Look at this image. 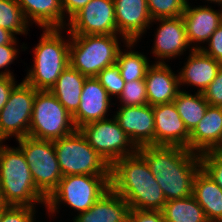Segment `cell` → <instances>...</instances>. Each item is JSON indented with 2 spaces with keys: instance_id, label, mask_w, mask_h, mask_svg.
Here are the masks:
<instances>
[{
  "instance_id": "obj_41",
  "label": "cell",
  "mask_w": 222,
  "mask_h": 222,
  "mask_svg": "<svg viewBox=\"0 0 222 222\" xmlns=\"http://www.w3.org/2000/svg\"><path fill=\"white\" fill-rule=\"evenodd\" d=\"M16 40L17 39L12 32H9L8 30L0 27V45H3V44H16L17 45Z\"/></svg>"
},
{
  "instance_id": "obj_16",
  "label": "cell",
  "mask_w": 222,
  "mask_h": 222,
  "mask_svg": "<svg viewBox=\"0 0 222 222\" xmlns=\"http://www.w3.org/2000/svg\"><path fill=\"white\" fill-rule=\"evenodd\" d=\"M112 98L95 78H86L83 84L79 108L72 115L74 125L79 130L84 125L106 119Z\"/></svg>"
},
{
  "instance_id": "obj_5",
  "label": "cell",
  "mask_w": 222,
  "mask_h": 222,
  "mask_svg": "<svg viewBox=\"0 0 222 222\" xmlns=\"http://www.w3.org/2000/svg\"><path fill=\"white\" fill-rule=\"evenodd\" d=\"M69 63L87 78L116 64L120 50L117 34L70 35Z\"/></svg>"
},
{
  "instance_id": "obj_7",
  "label": "cell",
  "mask_w": 222,
  "mask_h": 222,
  "mask_svg": "<svg viewBox=\"0 0 222 222\" xmlns=\"http://www.w3.org/2000/svg\"><path fill=\"white\" fill-rule=\"evenodd\" d=\"M109 189L110 176H63L58 187L47 198V212L55 214L63 202L79 213L87 211Z\"/></svg>"
},
{
  "instance_id": "obj_3",
  "label": "cell",
  "mask_w": 222,
  "mask_h": 222,
  "mask_svg": "<svg viewBox=\"0 0 222 222\" xmlns=\"http://www.w3.org/2000/svg\"><path fill=\"white\" fill-rule=\"evenodd\" d=\"M1 142L0 190L5 204L35 207L46 205L47 198L37 189L30 166L22 150L5 146Z\"/></svg>"
},
{
  "instance_id": "obj_22",
  "label": "cell",
  "mask_w": 222,
  "mask_h": 222,
  "mask_svg": "<svg viewBox=\"0 0 222 222\" xmlns=\"http://www.w3.org/2000/svg\"><path fill=\"white\" fill-rule=\"evenodd\" d=\"M129 205L111 188L73 222H128Z\"/></svg>"
},
{
  "instance_id": "obj_32",
  "label": "cell",
  "mask_w": 222,
  "mask_h": 222,
  "mask_svg": "<svg viewBox=\"0 0 222 222\" xmlns=\"http://www.w3.org/2000/svg\"><path fill=\"white\" fill-rule=\"evenodd\" d=\"M95 78L106 89L109 96L115 95L116 97L117 95L118 98L125 86V81L121 77L120 68L117 64L105 67Z\"/></svg>"
},
{
  "instance_id": "obj_27",
  "label": "cell",
  "mask_w": 222,
  "mask_h": 222,
  "mask_svg": "<svg viewBox=\"0 0 222 222\" xmlns=\"http://www.w3.org/2000/svg\"><path fill=\"white\" fill-rule=\"evenodd\" d=\"M162 213L166 222H209L203 208L192 195L183 199L168 200Z\"/></svg>"
},
{
  "instance_id": "obj_11",
  "label": "cell",
  "mask_w": 222,
  "mask_h": 222,
  "mask_svg": "<svg viewBox=\"0 0 222 222\" xmlns=\"http://www.w3.org/2000/svg\"><path fill=\"white\" fill-rule=\"evenodd\" d=\"M33 86L24 80L10 92L8 102L0 111V140L14 136L16 140L28 137L33 103L36 96Z\"/></svg>"
},
{
  "instance_id": "obj_17",
  "label": "cell",
  "mask_w": 222,
  "mask_h": 222,
  "mask_svg": "<svg viewBox=\"0 0 222 222\" xmlns=\"http://www.w3.org/2000/svg\"><path fill=\"white\" fill-rule=\"evenodd\" d=\"M160 22L155 34L153 54L158 57L157 63H164L166 59L176 58L190 46L187 40L186 28L182 16L173 18H160L152 22ZM182 53V54H181Z\"/></svg>"
},
{
  "instance_id": "obj_2",
  "label": "cell",
  "mask_w": 222,
  "mask_h": 222,
  "mask_svg": "<svg viewBox=\"0 0 222 222\" xmlns=\"http://www.w3.org/2000/svg\"><path fill=\"white\" fill-rule=\"evenodd\" d=\"M110 188L132 209L162 211L167 202L148 163L138 151L110 166Z\"/></svg>"
},
{
  "instance_id": "obj_8",
  "label": "cell",
  "mask_w": 222,
  "mask_h": 222,
  "mask_svg": "<svg viewBox=\"0 0 222 222\" xmlns=\"http://www.w3.org/2000/svg\"><path fill=\"white\" fill-rule=\"evenodd\" d=\"M72 115L50 92L38 90L33 103L28 136L38 140H56L76 131Z\"/></svg>"
},
{
  "instance_id": "obj_26",
  "label": "cell",
  "mask_w": 222,
  "mask_h": 222,
  "mask_svg": "<svg viewBox=\"0 0 222 222\" xmlns=\"http://www.w3.org/2000/svg\"><path fill=\"white\" fill-rule=\"evenodd\" d=\"M173 102L189 132L203 119L209 106L203 93L197 92L192 95L183 90L178 93Z\"/></svg>"
},
{
  "instance_id": "obj_13",
  "label": "cell",
  "mask_w": 222,
  "mask_h": 222,
  "mask_svg": "<svg viewBox=\"0 0 222 222\" xmlns=\"http://www.w3.org/2000/svg\"><path fill=\"white\" fill-rule=\"evenodd\" d=\"M118 109L114 118L137 148L155 145L153 106H122Z\"/></svg>"
},
{
  "instance_id": "obj_24",
  "label": "cell",
  "mask_w": 222,
  "mask_h": 222,
  "mask_svg": "<svg viewBox=\"0 0 222 222\" xmlns=\"http://www.w3.org/2000/svg\"><path fill=\"white\" fill-rule=\"evenodd\" d=\"M192 196L209 222H222V189L202 169L195 175Z\"/></svg>"
},
{
  "instance_id": "obj_12",
  "label": "cell",
  "mask_w": 222,
  "mask_h": 222,
  "mask_svg": "<svg viewBox=\"0 0 222 222\" xmlns=\"http://www.w3.org/2000/svg\"><path fill=\"white\" fill-rule=\"evenodd\" d=\"M67 24L69 35L117 34L114 0H91Z\"/></svg>"
},
{
  "instance_id": "obj_36",
  "label": "cell",
  "mask_w": 222,
  "mask_h": 222,
  "mask_svg": "<svg viewBox=\"0 0 222 222\" xmlns=\"http://www.w3.org/2000/svg\"><path fill=\"white\" fill-rule=\"evenodd\" d=\"M207 43L209 46L208 49H205V47L199 45L195 46L194 49H201L206 55L212 57L222 64V23L213 32Z\"/></svg>"
},
{
  "instance_id": "obj_4",
  "label": "cell",
  "mask_w": 222,
  "mask_h": 222,
  "mask_svg": "<svg viewBox=\"0 0 222 222\" xmlns=\"http://www.w3.org/2000/svg\"><path fill=\"white\" fill-rule=\"evenodd\" d=\"M61 29H44L34 48L33 67L23 79L36 90L49 91L69 63L68 40H63ZM68 41V42H67Z\"/></svg>"
},
{
  "instance_id": "obj_43",
  "label": "cell",
  "mask_w": 222,
  "mask_h": 222,
  "mask_svg": "<svg viewBox=\"0 0 222 222\" xmlns=\"http://www.w3.org/2000/svg\"><path fill=\"white\" fill-rule=\"evenodd\" d=\"M208 2L210 1L211 3L212 2H215V3H218V5L222 6V0H207Z\"/></svg>"
},
{
  "instance_id": "obj_34",
  "label": "cell",
  "mask_w": 222,
  "mask_h": 222,
  "mask_svg": "<svg viewBox=\"0 0 222 222\" xmlns=\"http://www.w3.org/2000/svg\"><path fill=\"white\" fill-rule=\"evenodd\" d=\"M34 207L9 205L3 212L0 222H34Z\"/></svg>"
},
{
  "instance_id": "obj_23",
  "label": "cell",
  "mask_w": 222,
  "mask_h": 222,
  "mask_svg": "<svg viewBox=\"0 0 222 222\" xmlns=\"http://www.w3.org/2000/svg\"><path fill=\"white\" fill-rule=\"evenodd\" d=\"M26 20L38 24L43 29H64L66 20L61 0H16ZM65 20V21H64Z\"/></svg>"
},
{
  "instance_id": "obj_18",
  "label": "cell",
  "mask_w": 222,
  "mask_h": 222,
  "mask_svg": "<svg viewBox=\"0 0 222 222\" xmlns=\"http://www.w3.org/2000/svg\"><path fill=\"white\" fill-rule=\"evenodd\" d=\"M222 149V107L208 106L203 119L190 132L189 151L201 155Z\"/></svg>"
},
{
  "instance_id": "obj_35",
  "label": "cell",
  "mask_w": 222,
  "mask_h": 222,
  "mask_svg": "<svg viewBox=\"0 0 222 222\" xmlns=\"http://www.w3.org/2000/svg\"><path fill=\"white\" fill-rule=\"evenodd\" d=\"M203 96L210 106L222 107V66L214 80L204 90Z\"/></svg>"
},
{
  "instance_id": "obj_44",
  "label": "cell",
  "mask_w": 222,
  "mask_h": 222,
  "mask_svg": "<svg viewBox=\"0 0 222 222\" xmlns=\"http://www.w3.org/2000/svg\"><path fill=\"white\" fill-rule=\"evenodd\" d=\"M7 207H0V220H1V217H2V214L4 212V210L6 209Z\"/></svg>"
},
{
  "instance_id": "obj_19",
  "label": "cell",
  "mask_w": 222,
  "mask_h": 222,
  "mask_svg": "<svg viewBox=\"0 0 222 222\" xmlns=\"http://www.w3.org/2000/svg\"><path fill=\"white\" fill-rule=\"evenodd\" d=\"M170 68L165 62L148 67L144 80L149 105L171 103L181 91L178 74Z\"/></svg>"
},
{
  "instance_id": "obj_14",
  "label": "cell",
  "mask_w": 222,
  "mask_h": 222,
  "mask_svg": "<svg viewBox=\"0 0 222 222\" xmlns=\"http://www.w3.org/2000/svg\"><path fill=\"white\" fill-rule=\"evenodd\" d=\"M114 5L117 35H121L125 43L139 42L152 23L147 0H114Z\"/></svg>"
},
{
  "instance_id": "obj_38",
  "label": "cell",
  "mask_w": 222,
  "mask_h": 222,
  "mask_svg": "<svg viewBox=\"0 0 222 222\" xmlns=\"http://www.w3.org/2000/svg\"><path fill=\"white\" fill-rule=\"evenodd\" d=\"M14 79L13 74L9 70L0 72V111L8 102L10 92L17 84Z\"/></svg>"
},
{
  "instance_id": "obj_1",
  "label": "cell",
  "mask_w": 222,
  "mask_h": 222,
  "mask_svg": "<svg viewBox=\"0 0 222 222\" xmlns=\"http://www.w3.org/2000/svg\"><path fill=\"white\" fill-rule=\"evenodd\" d=\"M160 185L166 201L190 197L195 175L201 169L200 155L180 146L138 147Z\"/></svg>"
},
{
  "instance_id": "obj_10",
  "label": "cell",
  "mask_w": 222,
  "mask_h": 222,
  "mask_svg": "<svg viewBox=\"0 0 222 222\" xmlns=\"http://www.w3.org/2000/svg\"><path fill=\"white\" fill-rule=\"evenodd\" d=\"M79 130L109 166L120 158L138 151L114 117L88 123Z\"/></svg>"
},
{
  "instance_id": "obj_9",
  "label": "cell",
  "mask_w": 222,
  "mask_h": 222,
  "mask_svg": "<svg viewBox=\"0 0 222 222\" xmlns=\"http://www.w3.org/2000/svg\"><path fill=\"white\" fill-rule=\"evenodd\" d=\"M26 162L30 166L37 189L48 198L62 179L56 151L52 140L23 137L17 140Z\"/></svg>"
},
{
  "instance_id": "obj_20",
  "label": "cell",
  "mask_w": 222,
  "mask_h": 222,
  "mask_svg": "<svg viewBox=\"0 0 222 222\" xmlns=\"http://www.w3.org/2000/svg\"><path fill=\"white\" fill-rule=\"evenodd\" d=\"M188 56L186 65L178 74L180 86L185 83L198 87L197 92L203 93L216 77L222 66L220 62L206 55L201 49H194Z\"/></svg>"
},
{
  "instance_id": "obj_21",
  "label": "cell",
  "mask_w": 222,
  "mask_h": 222,
  "mask_svg": "<svg viewBox=\"0 0 222 222\" xmlns=\"http://www.w3.org/2000/svg\"><path fill=\"white\" fill-rule=\"evenodd\" d=\"M186 3L182 14L189 45L193 43L208 42L213 32L221 24V11H216L208 6L192 8Z\"/></svg>"
},
{
  "instance_id": "obj_28",
  "label": "cell",
  "mask_w": 222,
  "mask_h": 222,
  "mask_svg": "<svg viewBox=\"0 0 222 222\" xmlns=\"http://www.w3.org/2000/svg\"><path fill=\"white\" fill-rule=\"evenodd\" d=\"M136 42H126V47L130 49L123 52L121 49L117 55L116 64L120 68L121 77L125 82L135 80H144L148 67L150 66L149 60L145 55L132 51ZM132 47V48H131Z\"/></svg>"
},
{
  "instance_id": "obj_25",
  "label": "cell",
  "mask_w": 222,
  "mask_h": 222,
  "mask_svg": "<svg viewBox=\"0 0 222 222\" xmlns=\"http://www.w3.org/2000/svg\"><path fill=\"white\" fill-rule=\"evenodd\" d=\"M86 78L78 70L68 65L49 90L71 115L79 108Z\"/></svg>"
},
{
  "instance_id": "obj_39",
  "label": "cell",
  "mask_w": 222,
  "mask_h": 222,
  "mask_svg": "<svg viewBox=\"0 0 222 222\" xmlns=\"http://www.w3.org/2000/svg\"><path fill=\"white\" fill-rule=\"evenodd\" d=\"M15 44L0 45V69L8 67L16 59L18 49Z\"/></svg>"
},
{
  "instance_id": "obj_42",
  "label": "cell",
  "mask_w": 222,
  "mask_h": 222,
  "mask_svg": "<svg viewBox=\"0 0 222 222\" xmlns=\"http://www.w3.org/2000/svg\"><path fill=\"white\" fill-rule=\"evenodd\" d=\"M9 205L5 204L2 198V193L0 190V207H8Z\"/></svg>"
},
{
  "instance_id": "obj_40",
  "label": "cell",
  "mask_w": 222,
  "mask_h": 222,
  "mask_svg": "<svg viewBox=\"0 0 222 222\" xmlns=\"http://www.w3.org/2000/svg\"><path fill=\"white\" fill-rule=\"evenodd\" d=\"M91 0H61V6L65 14L68 13V21L77 14L84 6H86ZM66 12V13H65Z\"/></svg>"
},
{
  "instance_id": "obj_30",
  "label": "cell",
  "mask_w": 222,
  "mask_h": 222,
  "mask_svg": "<svg viewBox=\"0 0 222 222\" xmlns=\"http://www.w3.org/2000/svg\"><path fill=\"white\" fill-rule=\"evenodd\" d=\"M188 0H147L152 20L182 16Z\"/></svg>"
},
{
  "instance_id": "obj_33",
  "label": "cell",
  "mask_w": 222,
  "mask_h": 222,
  "mask_svg": "<svg viewBox=\"0 0 222 222\" xmlns=\"http://www.w3.org/2000/svg\"><path fill=\"white\" fill-rule=\"evenodd\" d=\"M201 169L222 189V149L200 155Z\"/></svg>"
},
{
  "instance_id": "obj_31",
  "label": "cell",
  "mask_w": 222,
  "mask_h": 222,
  "mask_svg": "<svg viewBox=\"0 0 222 222\" xmlns=\"http://www.w3.org/2000/svg\"><path fill=\"white\" fill-rule=\"evenodd\" d=\"M122 106L147 105V91L145 80L125 82L124 89L118 97Z\"/></svg>"
},
{
  "instance_id": "obj_15",
  "label": "cell",
  "mask_w": 222,
  "mask_h": 222,
  "mask_svg": "<svg viewBox=\"0 0 222 222\" xmlns=\"http://www.w3.org/2000/svg\"><path fill=\"white\" fill-rule=\"evenodd\" d=\"M155 145L180 146L189 150L190 132L174 102L153 106Z\"/></svg>"
},
{
  "instance_id": "obj_29",
  "label": "cell",
  "mask_w": 222,
  "mask_h": 222,
  "mask_svg": "<svg viewBox=\"0 0 222 222\" xmlns=\"http://www.w3.org/2000/svg\"><path fill=\"white\" fill-rule=\"evenodd\" d=\"M28 22L16 0H0V27L15 34H27Z\"/></svg>"
},
{
  "instance_id": "obj_6",
  "label": "cell",
  "mask_w": 222,
  "mask_h": 222,
  "mask_svg": "<svg viewBox=\"0 0 222 222\" xmlns=\"http://www.w3.org/2000/svg\"><path fill=\"white\" fill-rule=\"evenodd\" d=\"M62 176H110V166L89 145L80 130L53 140Z\"/></svg>"
},
{
  "instance_id": "obj_37",
  "label": "cell",
  "mask_w": 222,
  "mask_h": 222,
  "mask_svg": "<svg viewBox=\"0 0 222 222\" xmlns=\"http://www.w3.org/2000/svg\"><path fill=\"white\" fill-rule=\"evenodd\" d=\"M128 222H166L162 211L129 209Z\"/></svg>"
}]
</instances>
